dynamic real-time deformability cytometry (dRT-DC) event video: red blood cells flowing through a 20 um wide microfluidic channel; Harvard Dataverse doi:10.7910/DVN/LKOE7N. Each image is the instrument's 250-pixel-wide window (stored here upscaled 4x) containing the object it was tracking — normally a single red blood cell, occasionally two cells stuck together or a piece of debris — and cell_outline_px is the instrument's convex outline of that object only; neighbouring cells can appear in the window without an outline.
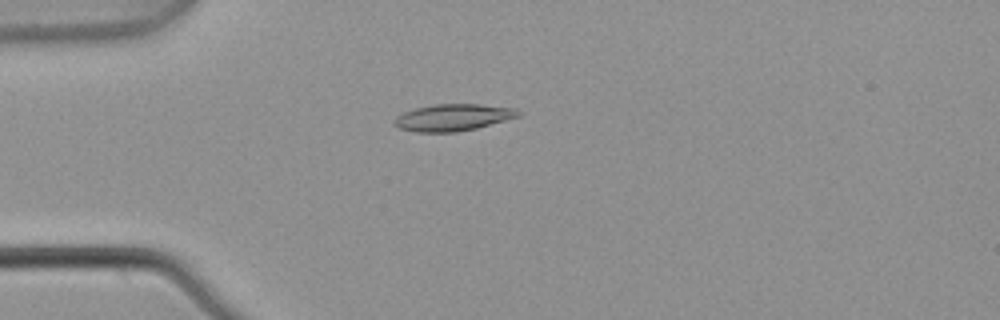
{"species": "common noctule bat (a hibernating species)", "species_latin": "Nyctalus noctula", "temperature_condition": "warm", "stored_images_in_passage": 2, "camera_frame_rate_fps": 3000, "um_per_image_px": 0.085, "animal": {"sex": "male", "body_mass_g": 21.5, "forearm_length_mm": 52.0}, "frame": {"image": 1, "passage_image": 1, "time_ms": 0.0, "image_size_px": [1000, 320], "cell_outline_px": [[520, 116], [476, 128], [456, 132], [416, 132], [400, 128], [392, 124], [392, 120], [396, 116], [404, 112], [416, 108], [436, 104], [480, 104], [516, 108], [520, 112]], "centroid_in_image_um": [38.48, 9.98], "position_along_channel_um": 46.5, "area_um2": 19.36}}